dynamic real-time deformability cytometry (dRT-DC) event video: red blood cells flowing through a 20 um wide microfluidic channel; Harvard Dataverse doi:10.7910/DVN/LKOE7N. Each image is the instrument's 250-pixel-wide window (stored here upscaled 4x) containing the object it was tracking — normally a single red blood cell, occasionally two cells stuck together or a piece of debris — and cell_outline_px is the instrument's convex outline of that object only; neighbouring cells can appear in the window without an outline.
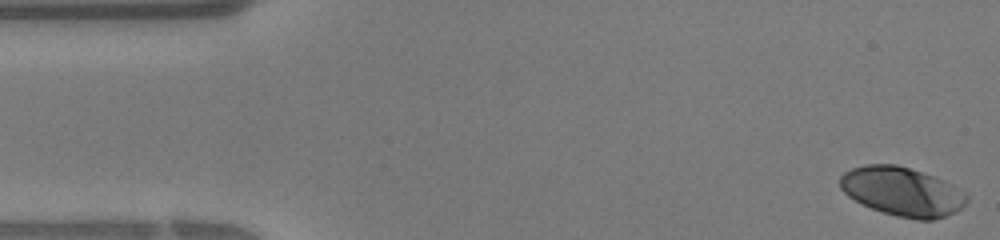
{"species": "human", "species_latin": "Homo sapiens", "temperature_condition": "warm", "stored_images_in_passage": 39, "camera_frame_rate_fps": 3000, "um_per_image_px": 0.085, "donor": {"sex": "female"}, "frame": {"image": 1, "passage_image": 1, "time_ms": 0.0, "image_size_px": [1000, 240], "cell_outline_px": [[968, 200], [960, 208], [944, 216], [932, 220], [916, 220], [896, 216], [872, 208], [848, 196], [840, 188], [840, 176], [844, 172], [852, 168], [864, 164], [896, 164], [932, 176], [964, 192], [968, 196]], "centroid_in_image_um": [76.64, 16.28], "position_along_channel_um": 8.4, "area_um2": 35.49}}
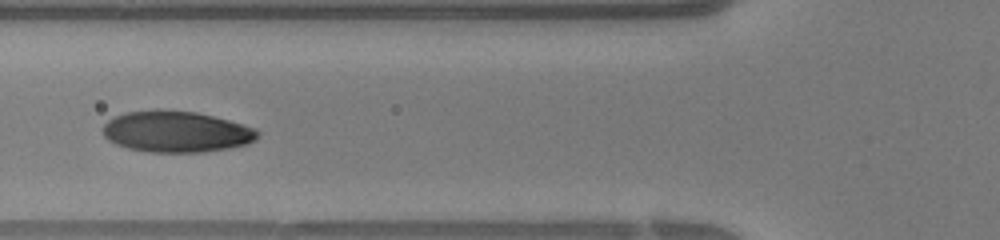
{"frame": {"image": 2, "passage_image": 14, "time_ms": 4.333, "image_size_px": [1000, 240], "cell_outline_px": [[260, 136], [256, 140], [248, 144], [228, 148], [200, 152], [152, 152], [128, 148], [116, 144], [108, 140], [104, 136], [104, 124], [108, 120], [124, 112], [156, 108], [196, 112], [244, 124], [256, 128], [260, 132]], "centroid_in_image_um": [15.0, 11.17], "position_along_channel_um": 110.8, "area_um2": 37.45}}
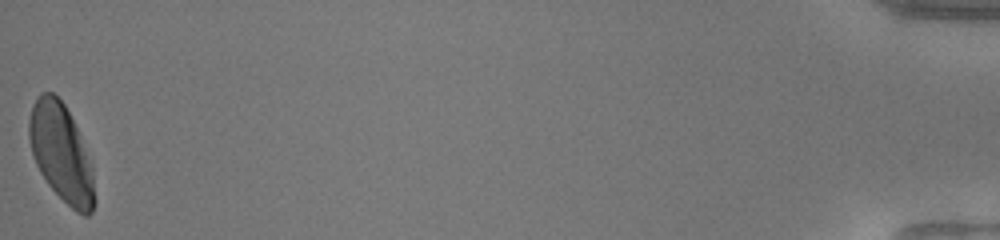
{"frame": {"image": 3, "passage_image": 39, "time_ms": 12.667, "image_size_px": [1000, 240], "cell_outline_px": [[96, 200], [92, 212], [88, 216], [84, 216], [76, 212], [48, 184], [40, 172], [36, 164], [32, 152], [28, 136], [28, 120], [32, 104], [36, 96], [40, 92], [52, 92], [64, 104], [76, 128], [92, 168]], "centroid_in_image_um": [5.18, 13.01], "position_along_channel_um": 430.0, "area_um2": 36.88}}